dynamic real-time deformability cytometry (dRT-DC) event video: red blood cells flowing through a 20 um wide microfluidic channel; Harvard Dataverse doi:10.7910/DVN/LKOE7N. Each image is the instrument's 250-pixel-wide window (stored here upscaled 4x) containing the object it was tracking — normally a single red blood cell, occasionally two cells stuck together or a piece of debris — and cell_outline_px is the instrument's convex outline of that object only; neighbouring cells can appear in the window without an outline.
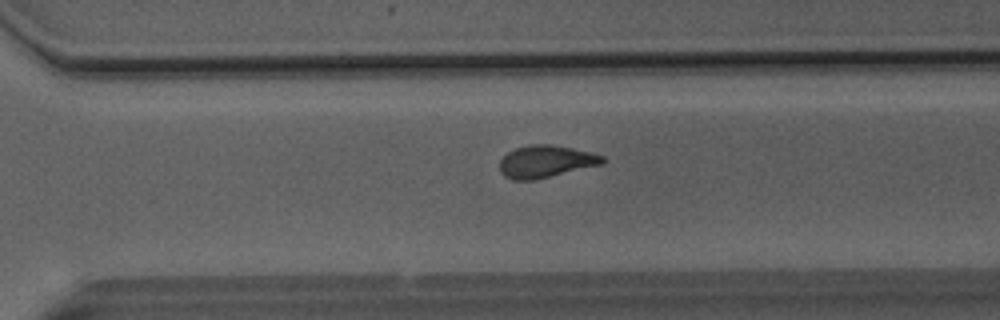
{"species": "Egyptian fruit bat (a non-hibernating species)", "species_latin": "Rousettus aegyptiacus", "temperature_condition": "room temperature", "stored_images_in_passage": 44, "camera_frame_rate_fps": 3000, "um_per_image_px": 0.085, "animal": {"sex": "male"}, "frame": {"image": 1, "passage_image": 29, "time_ms": 9.333, "image_size_px": [1000, 320], "cell_outline_px": [[604, 164], [532, 180], [512, 180], [504, 176], [500, 172], [500, 160], [508, 152], [516, 148], [528, 144], [548, 144], [572, 148], [592, 152], [604, 156]], "centroid_in_image_um": [46.39, 13.72], "position_along_channel_um": 324.2, "area_um2": 19.31}}
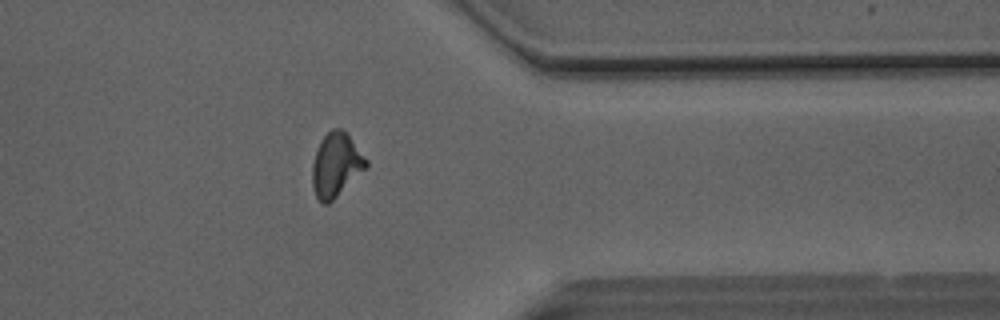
{"frame": {"image": 2, "passage_image": 34, "time_ms": 11.0, "image_size_px": [1000, 320], "cell_outline_px": [[368, 164], [328, 204], [320, 204], [316, 196], [312, 184], [312, 164], [316, 148], [320, 140], [332, 128], [340, 128], [348, 136], [368, 160]], "centroid_in_image_um": [28.51, 14.01], "position_along_channel_um": 382.9, "area_um2": 19.54}}
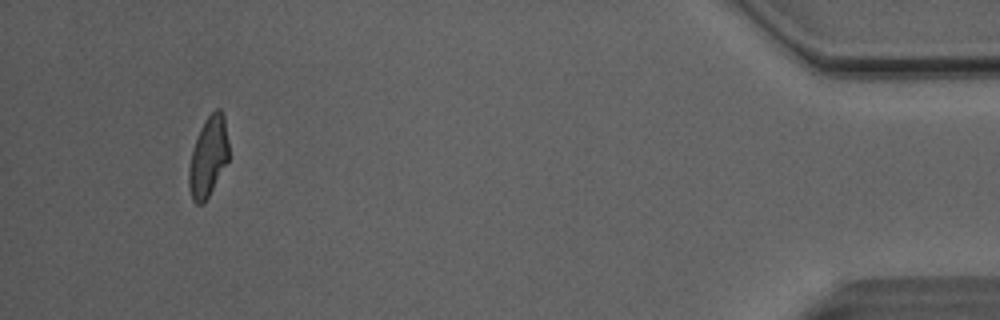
{"frame": {"image": 3, "passage_image": 41, "time_ms": 13.333, "image_size_px": [1000, 320], "cell_outline_px": [[228, 160], [204, 204], [196, 204], [192, 200], [188, 188], [188, 168], [192, 152], [200, 128], [204, 120], [216, 108], [220, 108], [224, 116], [228, 140]], "centroid_in_image_um": [17.69, 13.33], "position_along_channel_um": 417.5, "area_um2": 18.55}, "authors_computed_cell_mechanics": {"area_um2": 19.4786, "velocity_mm_per_s": 4.1046, "shape_relaxation_time_tau1_ms": null, "shape_relaxation_time_tau2_ms": 2.4578, "deformation_change_tau1": null, "deformation_change_tau2": 0.1026}}